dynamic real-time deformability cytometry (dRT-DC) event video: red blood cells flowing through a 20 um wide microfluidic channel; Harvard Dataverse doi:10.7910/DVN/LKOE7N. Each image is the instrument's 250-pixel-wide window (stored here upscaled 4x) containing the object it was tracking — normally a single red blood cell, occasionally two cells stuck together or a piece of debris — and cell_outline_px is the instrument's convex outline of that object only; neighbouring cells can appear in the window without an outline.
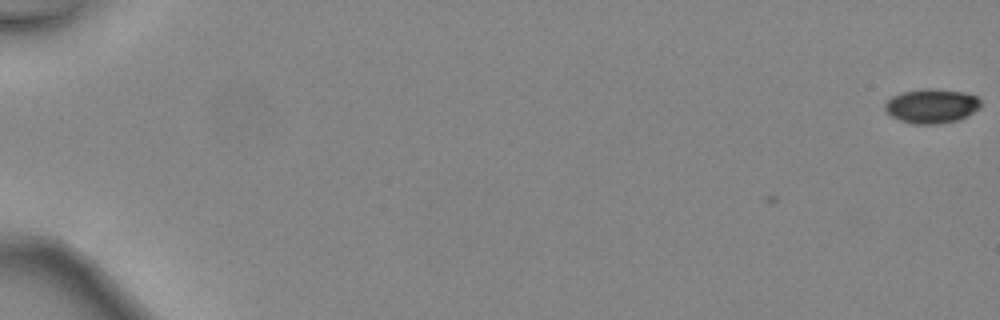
{"species": "common noctule bat (a hibernating species)", "species_latin": "Nyctalus noctula", "temperature_condition": "warm", "stored_images_in_passage": 5, "camera_frame_rate_fps": 3000, "um_per_image_px": 0.085, "animal": {"sex": "female", "body_mass_g": 24.6, "forearm_length_mm": 56.2}, "frame": {"image": 1, "passage_image": 1, "time_ms": 0.0, "image_size_px": [1000, 320], "cell_outline_px": [[980, 108], [968, 116], [960, 120], [936, 124], [912, 124], [900, 120], [892, 116], [884, 108], [884, 104], [892, 96], [904, 92], [928, 88], [964, 92], [976, 96], [980, 100]], "centroid_in_image_um": [79.21, 9.02], "position_along_channel_um": 5.8, "area_um2": 19.13}}